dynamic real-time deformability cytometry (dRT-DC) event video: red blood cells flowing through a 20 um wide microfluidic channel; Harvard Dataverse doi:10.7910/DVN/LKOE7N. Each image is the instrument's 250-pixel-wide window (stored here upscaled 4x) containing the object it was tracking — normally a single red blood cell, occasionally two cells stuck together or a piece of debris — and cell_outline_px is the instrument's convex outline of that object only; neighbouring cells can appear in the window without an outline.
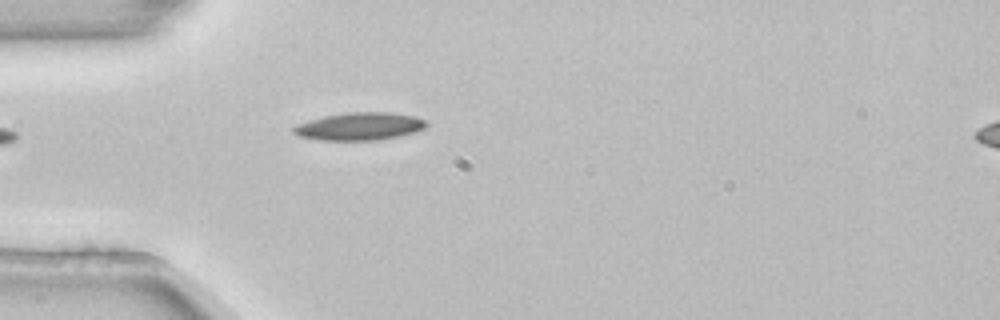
{"species": "common noctule bat (a hibernating species)", "species_latin": "Nyctalus noctula", "temperature_condition": "room temperature", "stored_images_in_passage": 4, "camera_frame_rate_fps": 3000, "um_per_image_px": 0.085, "animal": {"sex": "female", "body_mass_g": 22.7, "forearm_length_mm": 54.2}, "frame": {"image": 1, "passage_image": 4, "time_ms": 1.0, "image_size_px": [1000, 320], "cell_outline_px": [[428, 124], [424, 128], [416, 132], [400, 136], [376, 140], [320, 140], [300, 136], [292, 132], [292, 128], [296, 124], [324, 116], [348, 112], [392, 112], [416, 116], [428, 120]], "centroid_in_image_um": [30.61, 10.73], "position_along_channel_um": 54.4, "area_um2": 21.62}}